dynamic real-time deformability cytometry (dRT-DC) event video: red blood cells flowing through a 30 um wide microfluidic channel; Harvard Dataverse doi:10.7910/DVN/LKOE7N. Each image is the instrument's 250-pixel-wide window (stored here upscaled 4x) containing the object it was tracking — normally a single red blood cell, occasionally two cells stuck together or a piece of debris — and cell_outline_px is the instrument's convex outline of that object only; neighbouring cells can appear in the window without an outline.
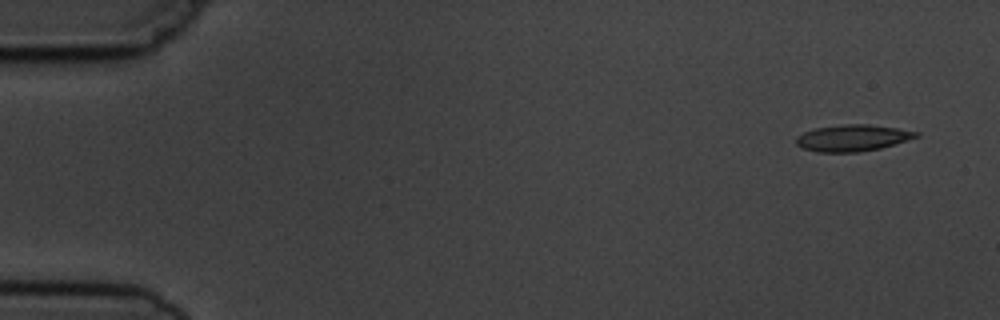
{"species": "common noctule bat (a hibernating species)", "species_latin": "Nyctalus noctula", "temperature_condition": "cold", "stored_images_in_passage": 6, "camera_frame_rate_fps": 3000, "um_per_image_px": 0.085, "animal": {"sex": "male", "body_mass_g": 19.5, "forearm_length_mm": 54.6}, "frame": {"image": 1, "passage_image": 1, "time_ms": 0.0, "image_size_px": [1000, 320], "cell_outline_px": [[920, 136], [880, 148], [860, 152], [816, 152], [800, 148], [796, 144], [796, 136], [804, 132], [816, 128], [844, 124], [868, 124], [896, 128], [920, 132]], "centroid_in_image_um": [72.44, 11.73], "position_along_channel_um": 12.6, "area_um2": 18.55}}
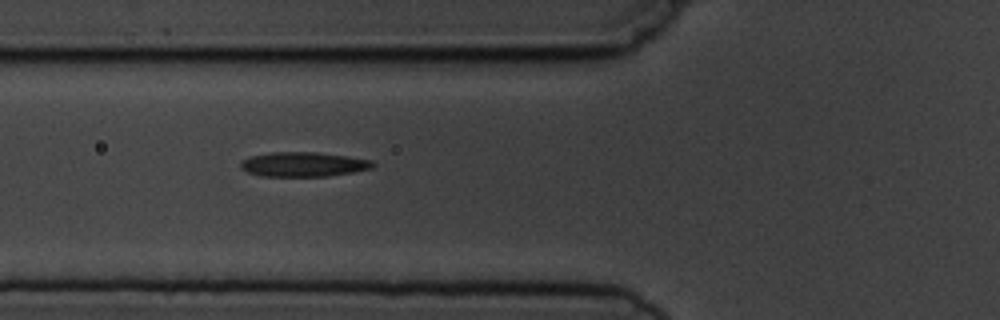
{"frame": {"image": 2, "passage_image": 6, "time_ms": 5.667, "image_size_px": [1000, 320], "cell_outline_px": [[376, 164], [372, 168], [352, 172], [328, 176], [260, 176], [248, 172], [240, 168], [240, 164], [244, 160], [252, 156], [268, 152], [316, 152], [348, 156], [372, 160]], "centroid_in_image_um": [25.8, 13.96], "position_along_channel_um": 100.0, "area_um2": 18.9}}